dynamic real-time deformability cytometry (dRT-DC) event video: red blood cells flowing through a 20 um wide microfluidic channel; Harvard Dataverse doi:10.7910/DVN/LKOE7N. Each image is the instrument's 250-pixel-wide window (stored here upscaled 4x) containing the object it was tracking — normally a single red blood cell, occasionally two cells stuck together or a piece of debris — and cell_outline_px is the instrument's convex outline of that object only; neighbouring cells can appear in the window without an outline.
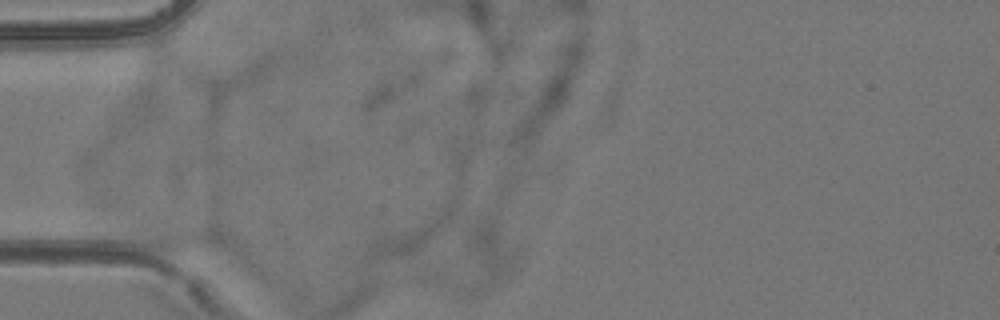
{"species": "common noctule bat (a hibernating species)", "species_latin": "Nyctalus noctula", "temperature_condition": "room temperature", "stored_images_in_passage": 2, "camera_frame_rate_fps": 3000, "um_per_image_px": 0.085, "animal": {"sex": "female", "body_mass_g": 24.6, "forearm_length_mm": 56.2}, "frame": {"image": 1, "passage_image": 1, "time_ms": 0.0, "image_size_px": [1000, 320], "cell_outline_px": [[224, 248], [172, 252], [168, 252], [152, 248], [140, 244], [132, 228], [152, 228], [216, 232], [220, 236], [224, 244]], "centroid_in_image_um": [15.14, 20.37], "position_along_channel_um": 69.9, "area_um2": 12.08}}